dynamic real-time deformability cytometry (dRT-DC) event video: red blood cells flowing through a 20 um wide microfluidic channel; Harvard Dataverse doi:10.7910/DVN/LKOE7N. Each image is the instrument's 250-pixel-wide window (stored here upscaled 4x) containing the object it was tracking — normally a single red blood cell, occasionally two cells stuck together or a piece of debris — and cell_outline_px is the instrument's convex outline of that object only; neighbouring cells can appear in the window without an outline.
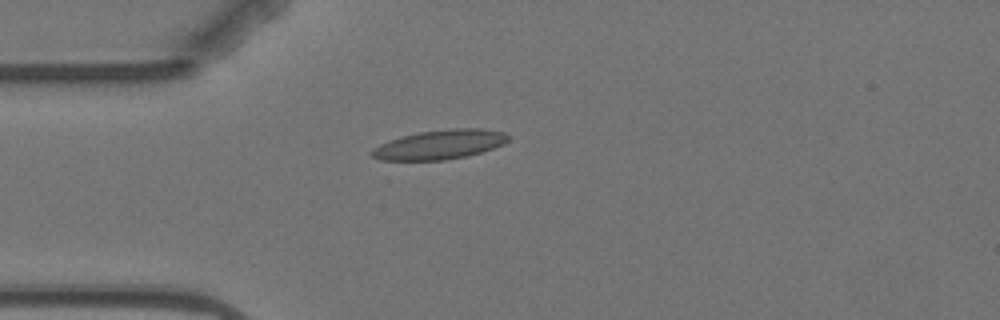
{"species": "Egyptian fruit bat (a non-hibernating species)", "species_latin": "Rousettus aegyptiacus", "temperature_condition": "warm", "stored_images_in_passage": 1, "camera_frame_rate_fps": 3000, "um_per_image_px": 0.085, "animal": {"sex": "female"}, "frame": {"image": 1, "passage_image": 1, "time_ms": 0.0, "image_size_px": [1000, 320], "cell_outline_px": [[508, 140], [504, 144], [480, 152], [464, 156], [444, 160], [380, 160], [372, 156], [368, 152], [372, 148], [388, 140], [420, 132], [452, 128], [480, 128], [504, 132], [508, 136]], "centroid_in_image_um": [37.34, 12.28], "position_along_channel_um": 47.7, "area_um2": 23.18}}